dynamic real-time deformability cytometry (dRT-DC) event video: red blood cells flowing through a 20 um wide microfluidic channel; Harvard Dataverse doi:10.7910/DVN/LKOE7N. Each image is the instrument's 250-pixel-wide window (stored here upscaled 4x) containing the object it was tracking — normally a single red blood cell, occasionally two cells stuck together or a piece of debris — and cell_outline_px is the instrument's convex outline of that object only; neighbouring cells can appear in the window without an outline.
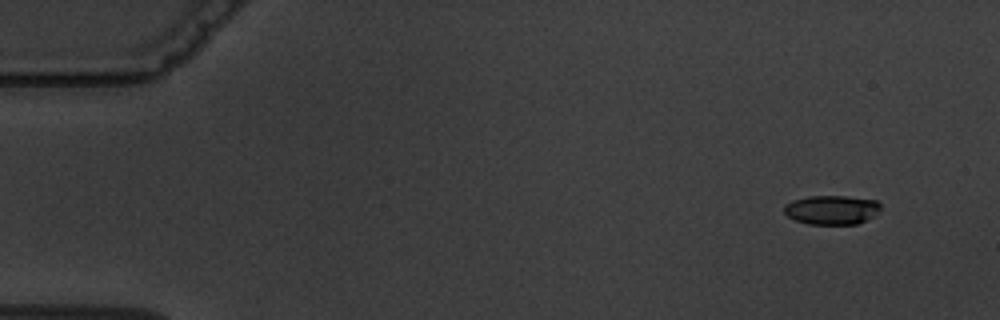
{"species": "common noctule bat (a hibernating species)", "species_latin": "Nyctalus noctula", "temperature_condition": "warm", "stored_images_in_passage": 10, "camera_frame_rate_fps": 3000, "um_per_image_px": 0.085, "animal": {"sex": "male", "body_mass_g": 19.5, "forearm_length_mm": 54.6}, "frame": {"image": 1, "passage_image": 1, "time_ms": 0.0, "image_size_px": [1000, 320], "cell_outline_px": [[880, 208], [876, 216], [856, 224], [808, 224], [796, 220], [788, 216], [784, 212], [784, 204], [792, 200], [808, 196], [848, 196], [876, 200], [880, 204]], "centroid_in_image_um": [70.7, 17.83], "position_along_channel_um": 14.3, "area_um2": 16.53}}
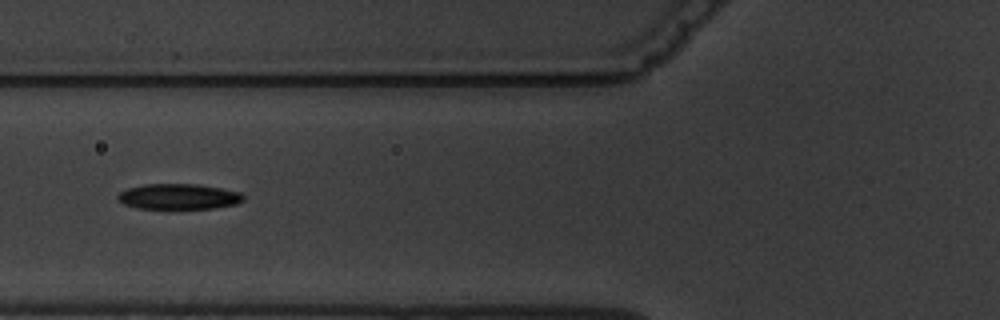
{"frame": {"image": 2, "passage_image": 6, "time_ms": 6.0, "image_size_px": [1000, 320], "cell_outline_px": [[244, 200], [236, 204], [212, 208], [136, 208], [124, 204], [116, 200], [116, 196], [120, 192], [128, 188], [144, 184], [200, 184], [240, 192], [244, 196]], "centroid_in_image_um": [15.16, 16.7], "position_along_channel_um": 110.6, "area_um2": 18.67}}
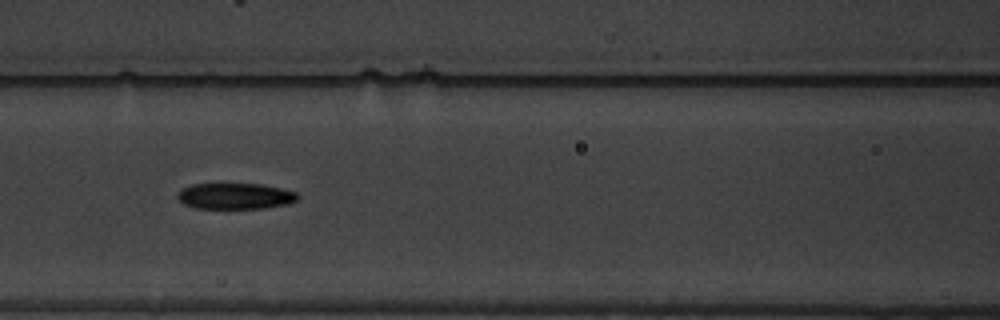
{"frame": {"image": 3, "passage_image": 7, "time_ms": 7.0, "image_size_px": [1000, 320], "cell_outline_px": [[300, 196], [296, 200], [288, 204], [264, 208], [196, 208], [184, 204], [176, 196], [180, 188], [192, 184], [220, 180], [260, 184], [280, 188], [296, 192]], "centroid_in_image_um": [19.93, 16.61], "position_along_channel_um": 146.7, "area_um2": 19.19}}